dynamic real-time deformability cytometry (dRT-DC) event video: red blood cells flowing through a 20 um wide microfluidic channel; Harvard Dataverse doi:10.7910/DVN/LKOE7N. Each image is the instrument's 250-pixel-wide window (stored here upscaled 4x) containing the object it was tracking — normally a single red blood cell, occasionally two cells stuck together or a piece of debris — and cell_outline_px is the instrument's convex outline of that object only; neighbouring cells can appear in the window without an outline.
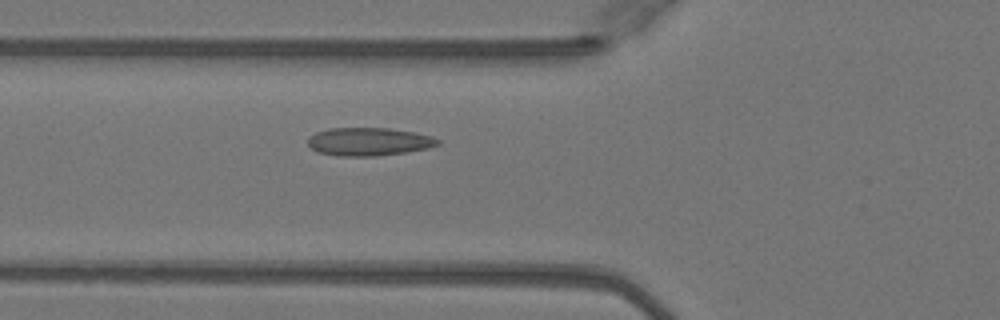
{"species": "Egyptian fruit bat (a non-hibernating species)", "species_latin": "Rousettus aegyptiacus", "temperature_condition": "warm", "stored_images_in_passage": 34, "camera_frame_rate_fps": 3000, "um_per_image_px": 0.085, "animal": {"sex": "female"}, "frame": {"image": 1, "passage_image": 3, "time_ms": 0.667, "image_size_px": [1000, 320], "cell_outline_px": [[440, 144], [428, 148], [408, 152], [376, 156], [336, 156], [316, 152], [308, 144], [308, 136], [316, 132], [328, 128], [388, 128], [412, 132], [432, 136], [440, 140]], "centroid_in_image_um": [31.33, 12.05], "position_along_channel_um": 94.5, "area_um2": 21.44}}
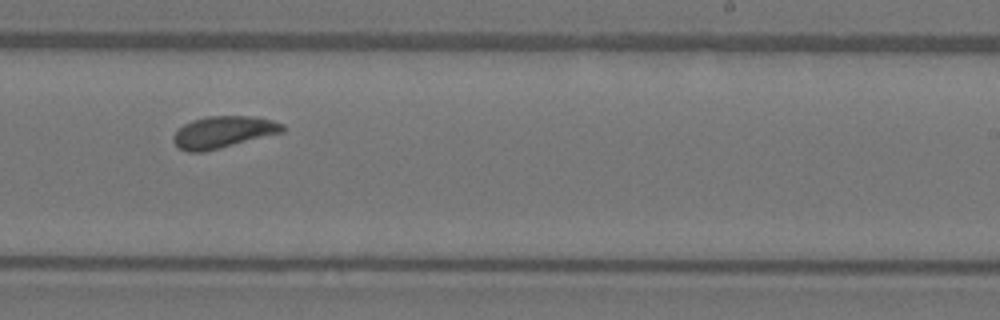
{"frame": {"image": 2, "passage_image": 16, "time_ms": 5.0, "image_size_px": [1000, 320], "cell_outline_px": [[284, 132], [204, 152], [188, 152], [180, 148], [172, 140], [172, 136], [184, 124], [192, 120], [208, 116], [252, 116], [272, 120], [284, 124]], "centroid_in_image_um": [18.98, 11.22], "position_along_channel_um": 270.0, "area_um2": 20.17}}
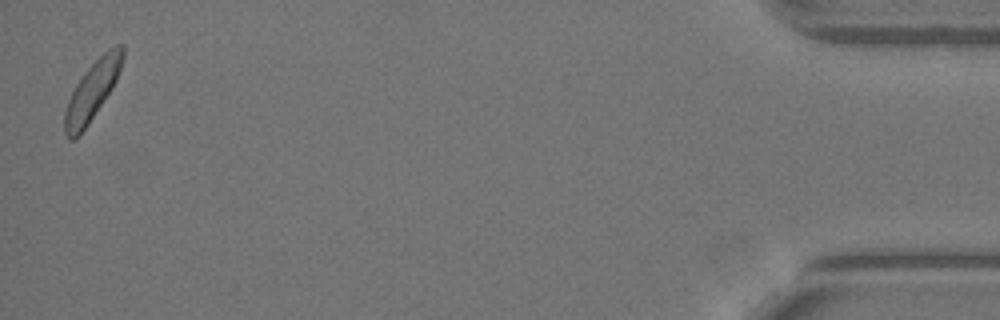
{"frame": {"image": 3, "passage_image": 34, "time_ms": 11.0, "image_size_px": [1000, 320], "cell_outline_px": [[124, 56], [116, 80], [112, 88], [80, 136], [72, 140], [64, 132], [64, 112], [68, 100], [76, 84], [84, 72], [108, 48], [116, 44], [124, 44]], "centroid_in_image_um": [7.84, 7.71], "position_along_channel_um": 427.4, "area_um2": 19.59}, "authors_computed_cell_mechanics": {"area_um2": 19.8832, "velocity_mm_per_s": 4.0421, "shape_relaxation_time_tau1_ms": 6.9358, "shape_relaxation_time_tau2_ms": 1.5976, "deformation_change_tau1": 0.196, "deformation_change_tau2": 0.0626}}